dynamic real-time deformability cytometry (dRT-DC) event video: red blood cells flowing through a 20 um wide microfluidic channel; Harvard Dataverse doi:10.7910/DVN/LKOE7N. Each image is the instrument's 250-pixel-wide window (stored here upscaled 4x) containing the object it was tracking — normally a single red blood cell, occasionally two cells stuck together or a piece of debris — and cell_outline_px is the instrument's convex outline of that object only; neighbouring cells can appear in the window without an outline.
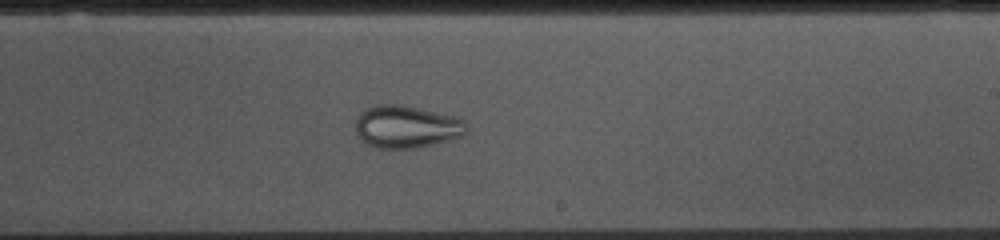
{"species": "common noctule bat (a hibernating species)", "species_latin": "Nyctalus noctula", "temperature_condition": "cold", "stored_images_in_passage": 51, "camera_frame_rate_fps": 3000, "um_per_image_px": 0.085, "animal": {"sex": "female", "body_mass_g": 10.0, "forearm_length_mm": 53.1}, "frame": {"image": 1, "passage_image": 30, "time_ms": 9.667, "image_size_px": [1000, 240], "cell_outline_px": [[468, 128], [464, 136], [416, 148], [376, 148], [368, 144], [356, 132], [356, 120], [360, 112], [364, 108], [376, 104], [404, 104], [452, 116], [464, 120]], "centroid_in_image_um": [34.55, 10.75], "position_along_channel_um": 254.5, "area_um2": 27.51}}
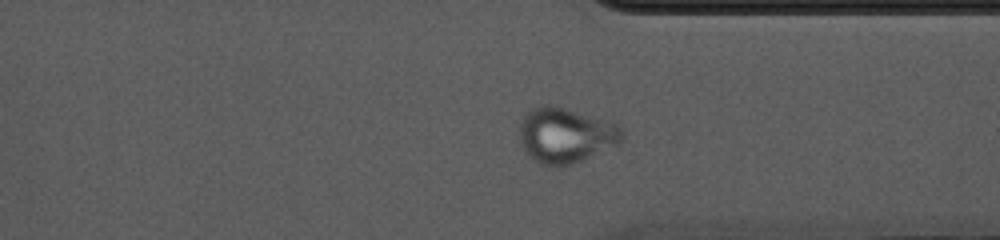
{"frame": {"image": 2, "passage_image": 39, "time_ms": 12.667, "image_size_px": [1000, 240], "cell_outline_px": [[624, 132], [620, 144], [572, 164], [560, 168], [556, 168], [544, 164], [528, 156], [520, 144], [520, 120], [532, 108], [544, 104], [552, 104], [604, 120], [616, 124]], "centroid_in_image_um": [48.05, 11.51], "position_along_channel_um": 363.3, "area_um2": 33.06}}
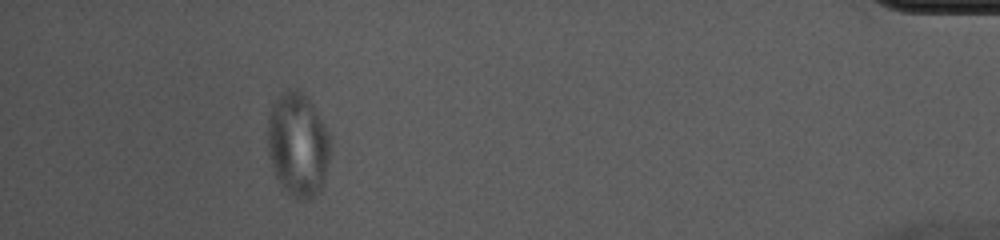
{"frame": {"image": 3, "passage_image": 48, "time_ms": 15.667, "image_size_px": [1000, 240], "cell_outline_px": [[332, 136], [328, 160], [324, 176], [320, 188], [312, 196], [304, 200], [292, 196], [284, 188], [276, 176], [268, 152], [268, 112], [272, 104], [288, 88], [300, 88], [312, 104]], "centroid_in_image_um": [25.32, 12.22], "position_along_channel_um": 409.9, "area_um2": 37.69}}